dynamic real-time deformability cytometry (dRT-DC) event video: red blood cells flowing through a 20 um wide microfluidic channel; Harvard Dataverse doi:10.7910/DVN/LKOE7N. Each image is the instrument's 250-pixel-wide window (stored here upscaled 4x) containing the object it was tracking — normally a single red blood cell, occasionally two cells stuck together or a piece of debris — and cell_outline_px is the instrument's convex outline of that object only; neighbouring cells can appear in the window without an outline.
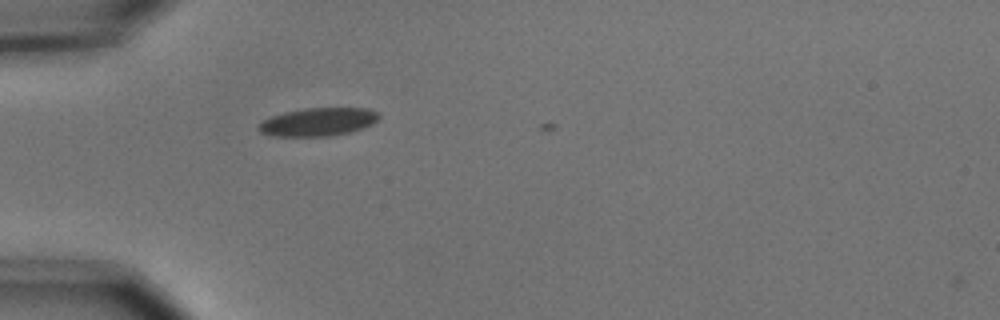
{"species": "common noctule bat (a hibernating species)", "species_latin": "Nyctalus noctula", "temperature_condition": "cold", "stored_images_in_passage": 10, "camera_frame_rate_fps": 3000, "um_per_image_px": 0.085, "animal": {"sex": "male", "body_mass_g": 15.6}, "frame": {"image": 1, "passage_image": 9, "time_ms": 2.667, "image_size_px": [1000, 320], "cell_outline_px": [[380, 116], [372, 124], [348, 132], [328, 136], [272, 136], [260, 132], [256, 128], [256, 124], [272, 116], [284, 112], [304, 108], [368, 108], [376, 112]], "centroid_in_image_um": [26.97, 10.36], "position_along_channel_um": 58.0, "area_um2": 19.65}}